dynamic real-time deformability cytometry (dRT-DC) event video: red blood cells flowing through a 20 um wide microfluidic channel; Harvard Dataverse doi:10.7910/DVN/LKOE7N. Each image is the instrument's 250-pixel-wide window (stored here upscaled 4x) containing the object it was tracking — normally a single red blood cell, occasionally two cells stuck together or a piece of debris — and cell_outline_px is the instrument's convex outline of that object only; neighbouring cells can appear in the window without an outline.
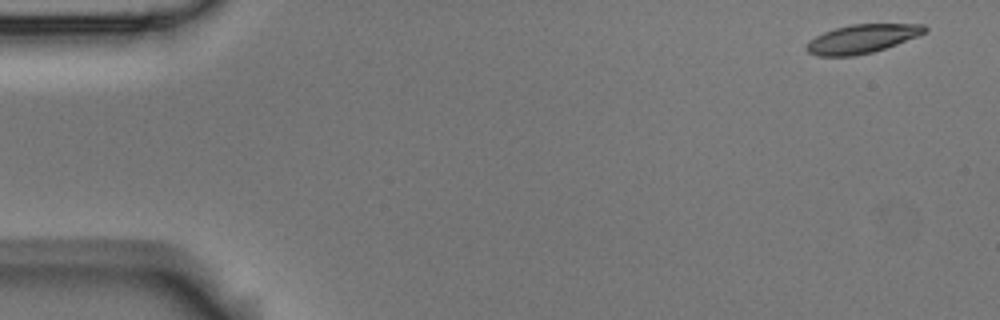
{"species": "Egyptian fruit bat (a non-hibernating species)", "species_latin": "Rousettus aegyptiacus", "temperature_condition": "room temperature", "stored_images_in_passage": 14, "camera_frame_rate_fps": 3000, "um_per_image_px": 0.085, "animal": {"sex": "male"}, "frame": {"image": 1, "passage_image": 1, "time_ms": 0.0, "image_size_px": [1000, 320], "cell_outline_px": [[928, 28], [924, 32], [916, 36], [896, 44], [872, 52], [856, 56], [816, 56], [808, 52], [804, 48], [816, 36], [824, 32], [836, 28], [852, 24], [924, 24]], "centroid_in_image_um": [73.25, 3.3], "position_along_channel_um": 11.8, "area_um2": 19.48}}
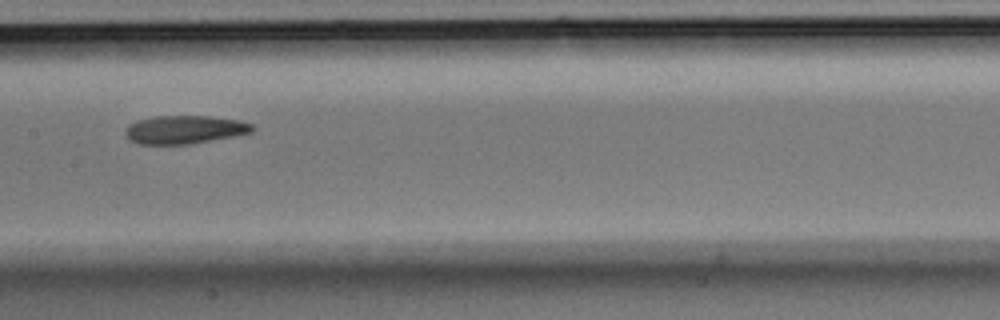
{"frame": {"image": 2, "passage_image": 7, "time_ms": 2.0, "image_size_px": [1000, 320], "cell_outline_px": [[252, 132], [232, 136], [188, 144], [136, 144], [128, 140], [124, 132], [128, 124], [136, 120], [156, 116], [212, 116], [240, 120], [252, 124]], "centroid_in_image_um": [15.62, 11.01], "position_along_channel_um": 191.8, "area_um2": 20.92}}
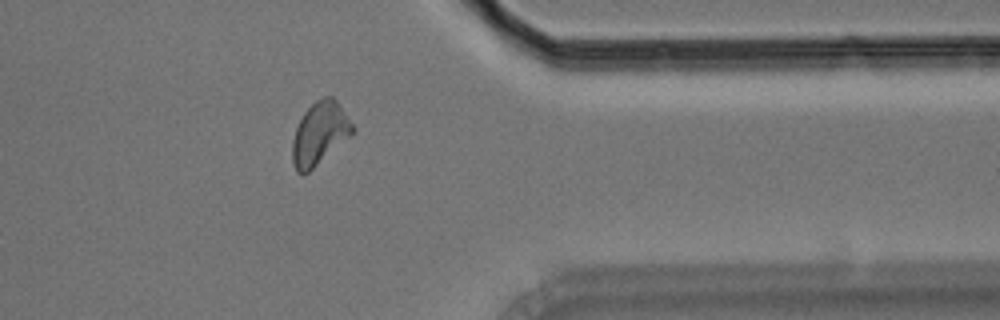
{"frame": {"image": 3, "passage_image": 12, "time_ms": 3.667, "image_size_px": [1000, 320], "cell_outline_px": [[356, 132], [352, 136], [308, 172], [296, 172], [292, 160], [292, 140], [296, 128], [304, 112], [316, 100], [324, 96], [332, 96], [336, 100], [356, 128]], "centroid_in_image_um": [27.2, 11.34], "position_along_channel_um": 384.2, "area_um2": 22.02}}